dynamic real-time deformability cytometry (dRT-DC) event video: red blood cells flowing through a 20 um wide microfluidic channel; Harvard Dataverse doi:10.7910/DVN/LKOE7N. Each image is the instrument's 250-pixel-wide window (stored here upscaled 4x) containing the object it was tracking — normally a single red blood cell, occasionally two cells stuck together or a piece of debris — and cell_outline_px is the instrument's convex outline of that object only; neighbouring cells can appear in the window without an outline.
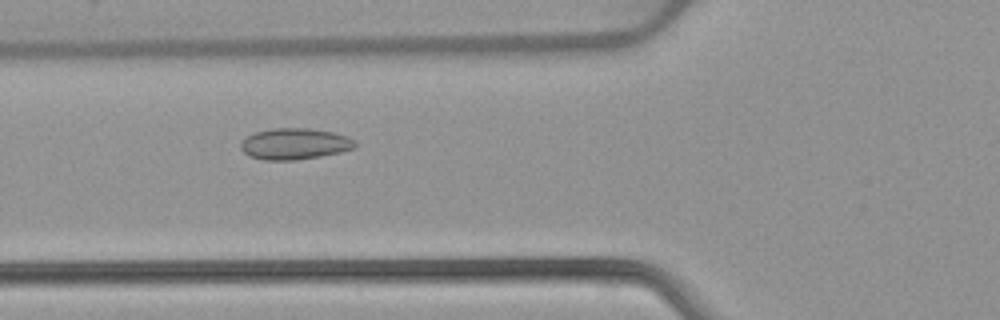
{"species": "common noctule bat (a hibernating species)", "species_latin": "Nyctalus noctula", "temperature_condition": "warm", "stored_images_in_passage": 53, "camera_frame_rate_fps": 3000, "um_per_image_px": 0.085, "animal": {"sex": "female", "body_mass_g": 22.7, "forearm_length_mm": 54.2}, "frame": {"image": 1, "passage_image": 20, "time_ms": 6.333, "image_size_px": [1000, 320], "cell_outline_px": [[356, 148], [340, 152], [320, 156], [296, 160], [264, 160], [248, 156], [240, 148], [240, 140], [256, 132], [272, 128], [308, 128], [332, 132], [348, 136], [356, 140]], "centroid_in_image_um": [25.04, 12.23], "position_along_channel_um": 100.8, "area_um2": 20.98}}
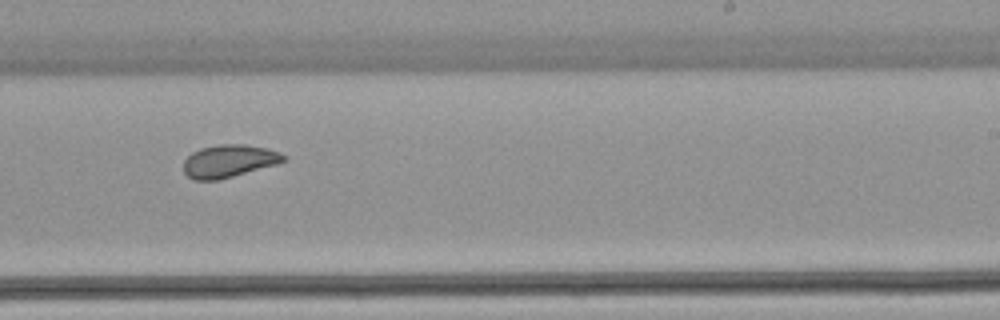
{"frame": {"image": 2, "passage_image": 33, "time_ms": 10.667, "image_size_px": [1000, 320], "cell_outline_px": [[288, 160], [276, 164], [220, 180], [196, 180], [188, 176], [184, 172], [184, 160], [192, 152], [200, 148], [220, 144], [244, 144], [264, 148], [280, 152], [288, 156]], "centroid_in_image_um": [19.48, 13.69], "position_along_channel_um": 269.5, "area_um2": 19.07}}
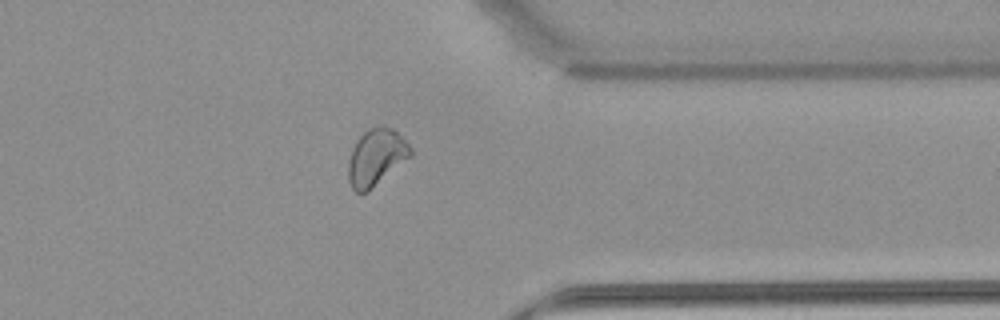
{"frame": {"image": 3, "passage_image": 42, "time_ms": 13.667, "image_size_px": [1000, 320], "cell_outline_px": [[412, 156], [368, 192], [356, 192], [352, 188], [348, 180], [348, 160], [352, 148], [356, 140], [368, 128], [380, 124], [392, 128], [412, 148]], "centroid_in_image_um": [31.96, 13.36], "position_along_channel_um": 379.4, "area_um2": 20.75}, "authors_computed_cell_mechanics": {"area_um2": 22.0218, "velocity_mm_per_s": 3.8978, "shape_relaxation_time_tau1_ms": null, "shape_relaxation_time_tau2_ms": 1.965, "deformation_change_tau1": null, "deformation_change_tau2": 0.0624}}